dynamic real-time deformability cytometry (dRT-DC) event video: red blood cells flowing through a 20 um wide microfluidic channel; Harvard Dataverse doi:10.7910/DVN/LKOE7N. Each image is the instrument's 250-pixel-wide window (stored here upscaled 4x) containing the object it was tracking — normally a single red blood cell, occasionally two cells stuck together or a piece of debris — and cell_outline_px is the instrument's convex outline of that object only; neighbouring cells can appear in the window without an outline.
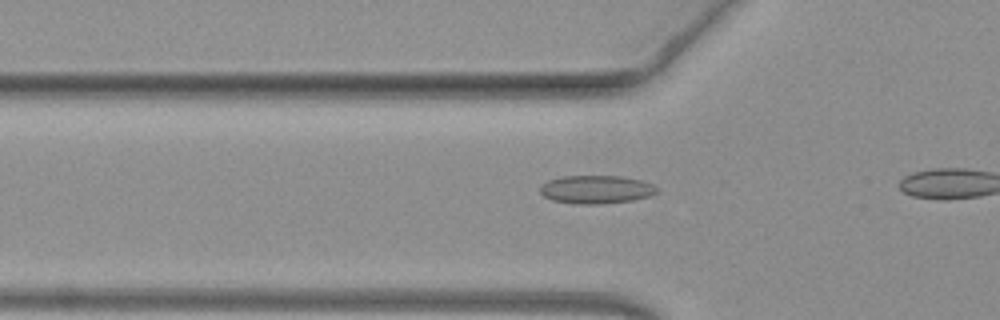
{"species": "common noctule bat (a hibernating species)", "species_latin": "Nyctalus noctula", "temperature_condition": "warm", "stored_images_in_passage": 13, "camera_frame_rate_fps": 3000, "um_per_image_px": 0.085, "animal": {"sex": "female", "body_mass_g": 19.3, "forearm_length_mm": 54.1}, "frame": {"image": 1, "passage_image": 8, "time_ms": 2.333, "image_size_px": [1000, 320], "cell_outline_px": [[660, 188], [652, 196], [632, 200], [600, 204], [572, 204], [552, 200], [544, 196], [540, 192], [540, 188], [548, 180], [564, 176], [624, 176], [644, 180]], "centroid_in_image_um": [50.73, 16.1], "position_along_channel_um": 75.1, "area_um2": 19.42}}
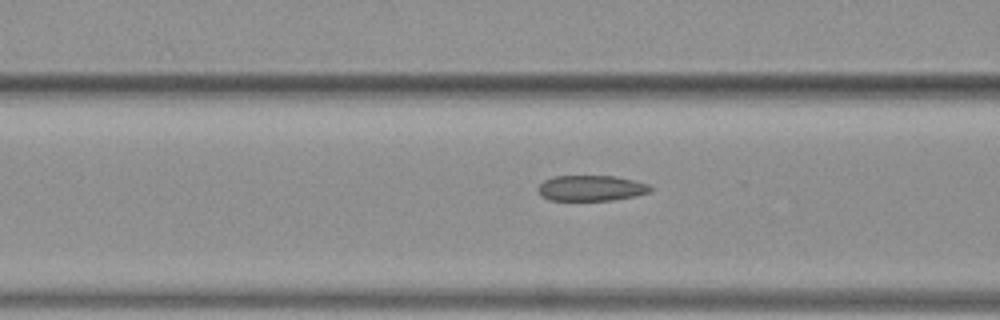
{"frame": {"image": 2, "passage_image": 11, "time_ms": 3.333, "image_size_px": [1000, 320], "cell_outline_px": [[652, 188], [648, 192], [636, 196], [612, 200], [548, 200], [536, 188], [544, 180], [552, 176], [616, 176], [648, 184]], "centroid_in_image_um": [50.23, 15.98], "position_along_channel_um": 116.4, "area_um2": 16.65}}